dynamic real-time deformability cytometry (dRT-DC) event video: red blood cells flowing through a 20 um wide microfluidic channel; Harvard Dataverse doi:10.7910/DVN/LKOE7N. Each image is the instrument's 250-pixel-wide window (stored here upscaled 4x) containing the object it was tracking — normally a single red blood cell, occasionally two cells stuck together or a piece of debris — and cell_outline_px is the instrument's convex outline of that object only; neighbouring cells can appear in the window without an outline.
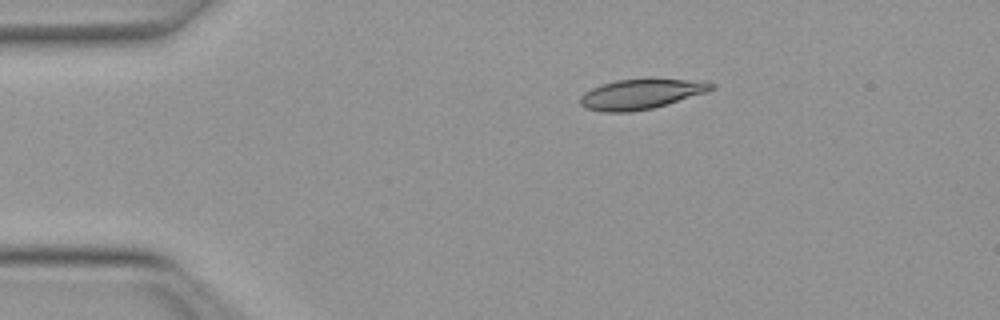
{"species": "Egyptian fruit bat (a non-hibernating species)", "species_latin": "Rousettus aegyptiacus", "temperature_condition": "warm", "stored_images_in_passage": 42, "camera_frame_rate_fps": 3000, "um_per_image_px": 0.085, "animal": {"sex": "female"}, "frame": {"image": 1, "passage_image": 1, "time_ms": 0.0, "image_size_px": [1000, 320], "cell_outline_px": [[716, 88], [708, 92], [668, 104], [652, 108], [632, 112], [604, 112], [584, 108], [580, 104], [580, 96], [584, 92], [600, 84], [616, 80], [648, 76], [684, 80], [716, 84]], "centroid_in_image_um": [54.47, 7.97], "position_along_channel_um": 30.5, "area_um2": 23.64}}
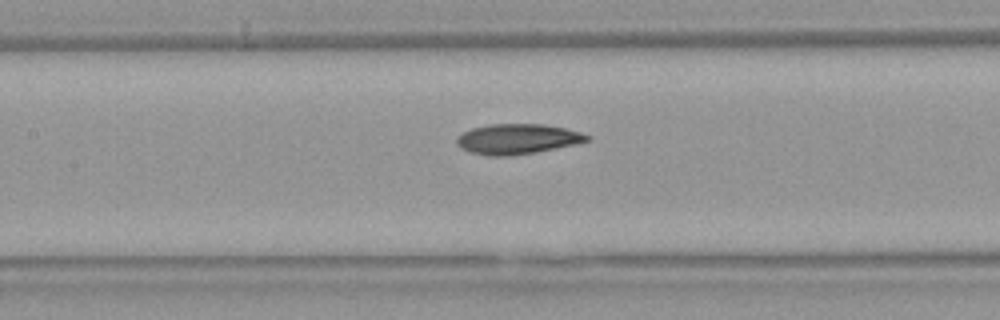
{"frame": {"image": 2, "passage_image": 15, "time_ms": 4.667, "image_size_px": [1000, 320], "cell_outline_px": [[592, 140], [576, 144], [536, 152], [508, 156], [488, 156], [468, 152], [460, 148], [456, 144], [456, 136], [472, 128], [488, 124], [544, 124], [564, 128], [580, 132], [592, 136]], "centroid_in_image_um": [43.97, 11.82], "position_along_channel_um": 163.4, "area_um2": 23.18}}
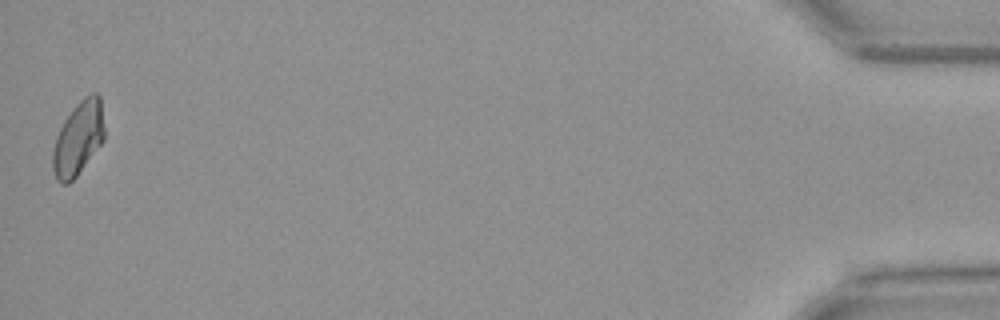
{"frame": {"image": 3, "passage_image": 42, "time_ms": 13.667, "image_size_px": [1000, 320], "cell_outline_px": [[104, 140], [76, 176], [68, 184], [60, 184], [56, 180], [52, 168], [52, 152], [56, 136], [64, 120], [76, 104], [84, 96], [92, 92], [96, 92], [100, 96], [104, 128]], "centroid_in_image_um": [6.64, 11.76], "position_along_channel_um": 428.6, "area_um2": 22.2}, "authors_computed_cell_mechanics": {"area_um2": 22.6287, "velocity_mm_per_s": 4.008, "shape_relaxation_time_tau1_ms": 8.587, "shape_relaxation_time_tau2_ms": 3.5426, "deformation_change_tau1": 0.2015, "deformation_change_tau2": 0.0839}}